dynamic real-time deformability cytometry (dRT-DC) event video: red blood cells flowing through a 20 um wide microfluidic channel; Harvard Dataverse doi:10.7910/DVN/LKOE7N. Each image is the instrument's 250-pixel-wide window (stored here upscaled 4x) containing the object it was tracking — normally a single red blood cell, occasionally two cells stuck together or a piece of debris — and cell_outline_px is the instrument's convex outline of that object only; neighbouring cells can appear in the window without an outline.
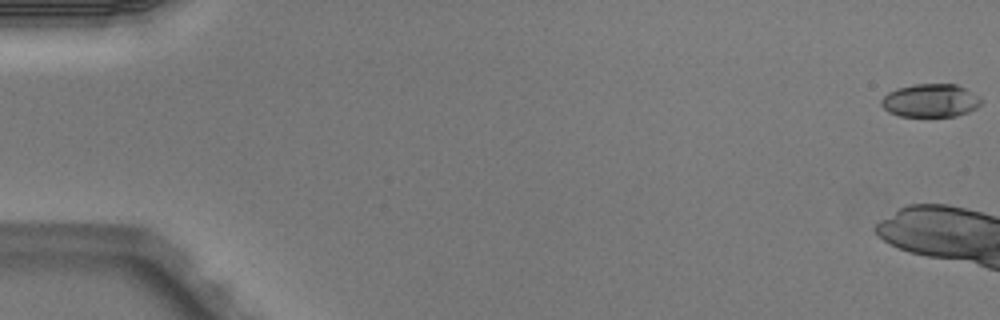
{"species": "Egyptian fruit bat (a non-hibernating species)", "species_latin": "Rousettus aegyptiacus", "temperature_condition": "warm", "stored_images_in_passage": 7, "camera_frame_rate_fps": 3000, "um_per_image_px": 0.085, "animal": {"sex": "male"}, "frame": {"image": 1, "passage_image": 1, "time_ms": 0.0, "image_size_px": [1000, 320], "cell_outline_px": [[984, 100], [976, 108], [968, 112], [956, 116], [900, 116], [888, 112], [880, 104], [880, 100], [888, 92], [896, 88], [916, 84], [956, 84], [980, 96]], "centroid_in_image_um": [79.09, 8.54], "position_along_channel_um": 5.9, "area_um2": 19.42}}